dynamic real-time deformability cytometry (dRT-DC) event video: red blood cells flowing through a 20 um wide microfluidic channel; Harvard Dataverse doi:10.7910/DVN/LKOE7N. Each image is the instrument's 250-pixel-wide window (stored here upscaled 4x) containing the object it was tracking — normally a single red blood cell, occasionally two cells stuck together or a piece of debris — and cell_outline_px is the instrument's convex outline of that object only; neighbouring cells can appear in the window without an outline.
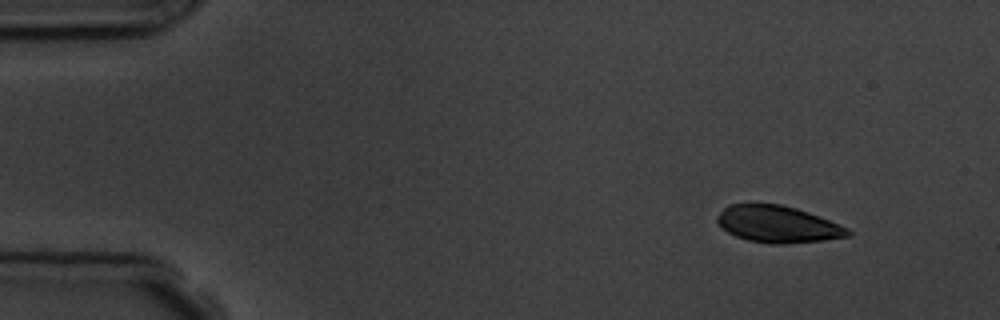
{"species": "common noctule bat (a hibernating species)", "species_latin": "Nyctalus noctula", "temperature_condition": "room temperature", "stored_images_in_passage": 5, "camera_frame_rate_fps": 3000, "um_per_image_px": 0.085, "animal": {"sex": "male", "body_mass_g": 19.5, "forearm_length_mm": 54.6}, "frame": {"image": 1, "passage_image": 2, "time_ms": 1.333, "image_size_px": [1000, 320], "cell_outline_px": [[852, 236], [824, 240], [788, 244], [772, 244], [748, 240], [736, 236], [728, 232], [716, 220], [716, 216], [728, 204], [780, 204], [796, 208], [808, 212], [848, 228], [852, 232]], "centroid_in_image_um": [66.13, 19.07], "position_along_channel_um": 18.9, "area_um2": 27.92}}
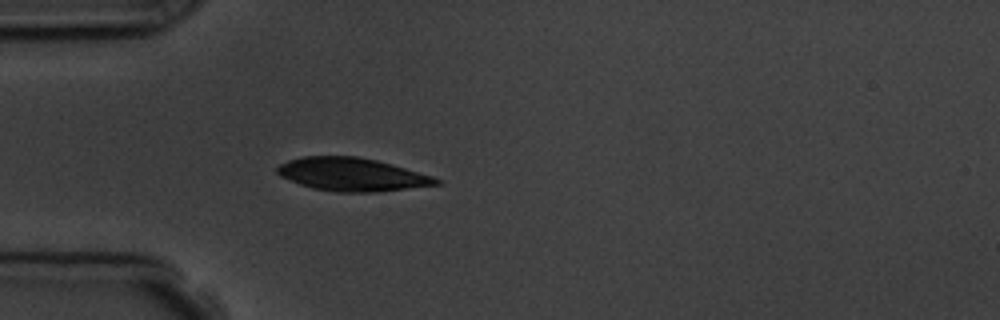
{"frame": {"image": 2, "passage_image": 5, "time_ms": 4.667, "image_size_px": [1000, 320], "cell_outline_px": [[440, 184], [376, 192], [336, 192], [312, 188], [300, 184], [280, 176], [276, 172], [276, 168], [280, 164], [288, 160], [300, 156], [356, 156], [376, 160], [392, 164], [432, 176], [440, 180]], "centroid_in_image_um": [29.87, 14.82], "position_along_channel_um": 55.1, "area_um2": 30.58}}